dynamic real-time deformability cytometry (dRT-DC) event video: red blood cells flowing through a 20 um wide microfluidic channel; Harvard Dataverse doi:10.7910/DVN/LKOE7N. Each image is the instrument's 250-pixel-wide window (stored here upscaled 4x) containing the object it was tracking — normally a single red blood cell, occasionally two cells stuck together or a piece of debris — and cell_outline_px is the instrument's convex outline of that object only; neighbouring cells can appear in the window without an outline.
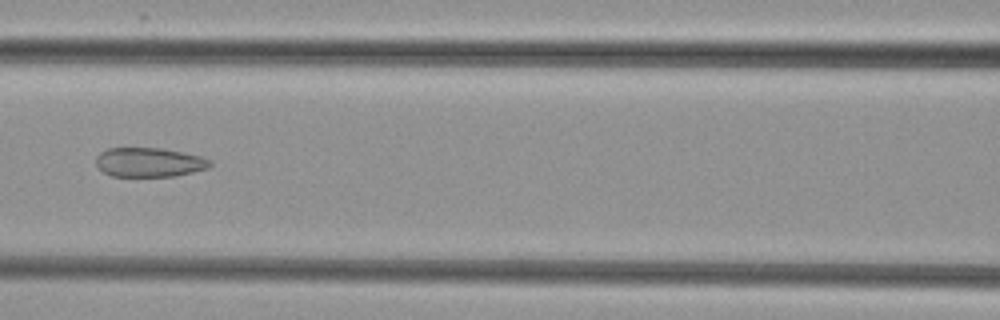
{"species": "common noctule bat (a hibernating species)", "species_latin": "Nyctalus noctula", "temperature_condition": "cold", "stored_images_in_passage": 8, "camera_frame_rate_fps": 3000, "um_per_image_px": 0.085, "animal": {"sex": "female", "body_mass_g": 29.2, "forearm_length_mm": 56.3}, "frame": {"image": 1, "passage_image": 7, "time_ms": 8.0, "image_size_px": [1000, 320], "cell_outline_px": [[212, 164], [208, 168], [176, 176], [112, 176], [104, 172], [96, 164], [96, 156], [100, 152], [108, 148], [160, 148], [184, 152], [200, 156], [212, 160]], "centroid_in_image_um": [12.7, 13.79], "position_along_channel_um": 153.9, "area_um2": 19.48}}
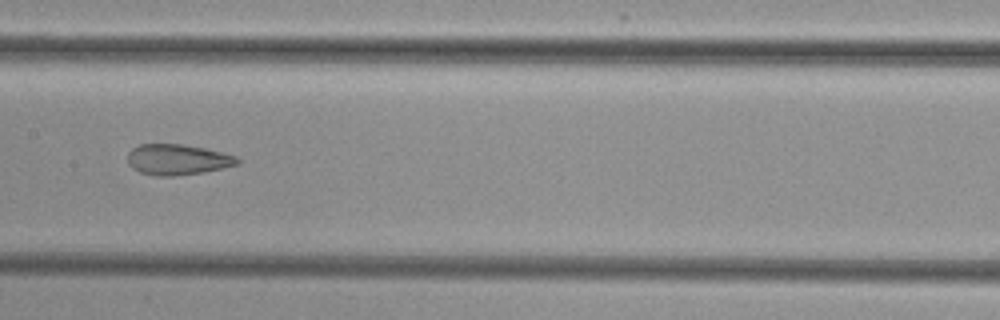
{"frame": {"image": 2, "passage_image": 8, "time_ms": 9.0, "image_size_px": [1000, 320], "cell_outline_px": [[240, 164], [204, 172], [172, 176], [156, 176], [140, 172], [132, 168], [128, 164], [128, 152], [132, 148], [140, 144], [184, 144], [204, 148], [236, 156], [240, 160]], "centroid_in_image_um": [15.08, 13.56], "position_along_channel_um": 192.3, "area_um2": 19.65}}